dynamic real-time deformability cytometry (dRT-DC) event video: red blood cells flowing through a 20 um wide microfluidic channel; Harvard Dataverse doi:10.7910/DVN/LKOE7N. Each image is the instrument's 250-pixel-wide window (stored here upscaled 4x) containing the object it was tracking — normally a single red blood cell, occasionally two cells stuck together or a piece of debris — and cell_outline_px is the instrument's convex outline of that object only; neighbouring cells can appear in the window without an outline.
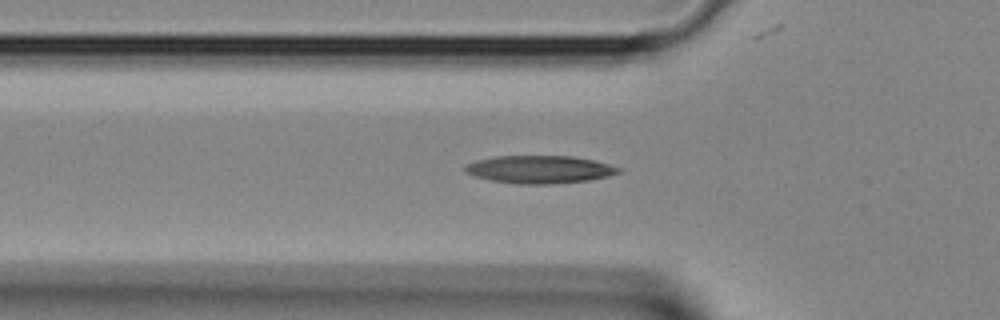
{"species": "Egyptian fruit bat (a non-hibernating species)", "species_latin": "Rousettus aegyptiacus", "temperature_condition": "room temperature", "stored_images_in_passage": 33, "camera_frame_rate_fps": 3000, "um_per_image_px": 0.085, "animal": {"sex": "female"}, "frame": {"image": 1, "passage_image": 10, "time_ms": 3.0, "image_size_px": [1000, 320], "cell_outline_px": [[624, 168], [620, 172], [608, 176], [588, 180], [552, 184], [516, 184], [492, 180], [476, 176], [464, 172], [464, 168], [468, 164], [476, 160], [496, 156], [572, 156], [592, 160]], "centroid_in_image_um": [45.88, 14.4], "position_along_channel_um": 79.9, "area_um2": 24.74}}
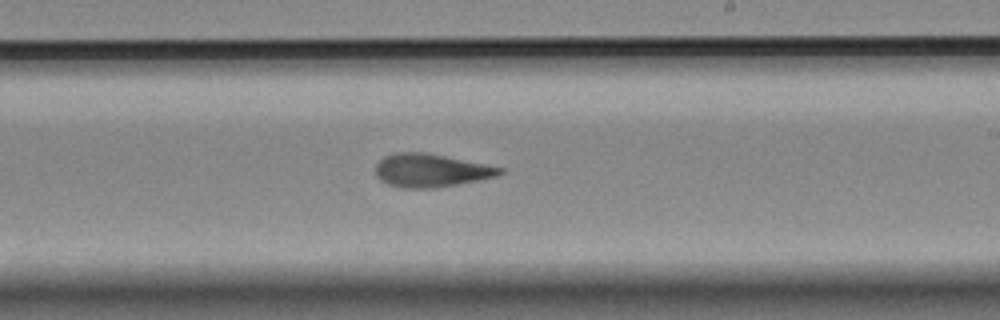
{"frame": {"image": 2, "passage_image": 20, "time_ms": 6.333, "image_size_px": [1000, 320], "cell_outline_px": [[504, 172], [496, 176], [436, 188], [400, 188], [388, 184], [380, 180], [376, 176], [376, 164], [384, 156], [396, 152], [424, 152], [504, 168]], "centroid_in_image_um": [36.57, 14.49], "position_along_channel_um": 252.4, "area_um2": 23.81}}
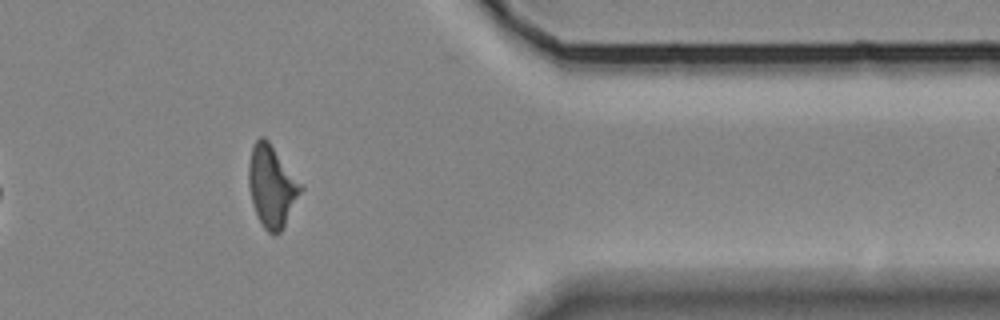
{"frame": {"image": 3, "passage_image": 29, "time_ms": 9.333, "image_size_px": [1000, 320], "cell_outline_px": [[304, 188], [280, 232], [272, 236], [264, 228], [256, 212], [252, 200], [248, 184], [248, 164], [252, 148], [256, 140], [260, 136], [264, 136], [268, 140], [304, 184]], "centroid_in_image_um": [23.13, 15.79], "position_along_channel_um": 388.3, "area_um2": 24.85}}